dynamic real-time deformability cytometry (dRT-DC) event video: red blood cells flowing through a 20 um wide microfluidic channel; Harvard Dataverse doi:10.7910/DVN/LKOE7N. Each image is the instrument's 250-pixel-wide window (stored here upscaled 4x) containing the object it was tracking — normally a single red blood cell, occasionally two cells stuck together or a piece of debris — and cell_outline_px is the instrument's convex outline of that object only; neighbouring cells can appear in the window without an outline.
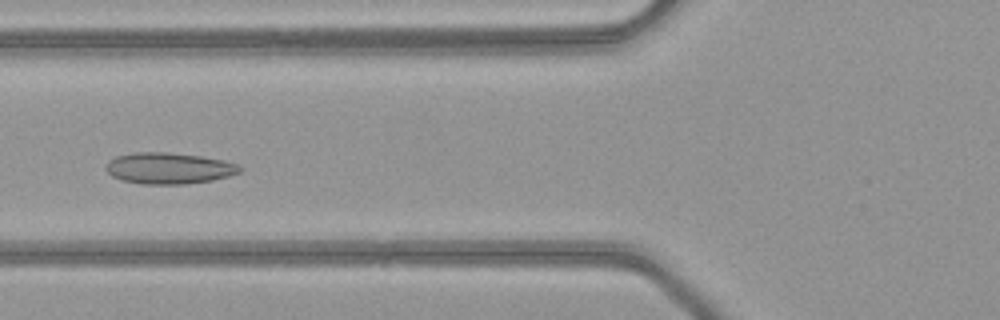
{"species": "common noctule bat (a hibernating species)", "species_latin": "Nyctalus noctula", "temperature_condition": "warm", "stored_images_in_passage": 39, "camera_frame_rate_fps": 3000, "um_per_image_px": 0.085, "animal": {"sex": "female", "body_mass_g": 21.9}, "frame": {"image": 1, "passage_image": 11, "time_ms": 3.333, "image_size_px": [1000, 320], "cell_outline_px": [[244, 168], [240, 172], [228, 176], [212, 180], [184, 184], [140, 184], [120, 180], [112, 176], [104, 168], [108, 160], [116, 156], [136, 152], [168, 152], [200, 156], [224, 160], [240, 164]], "centroid_in_image_um": [14.35, 14.3], "position_along_channel_um": 111.4, "area_um2": 24.62}}
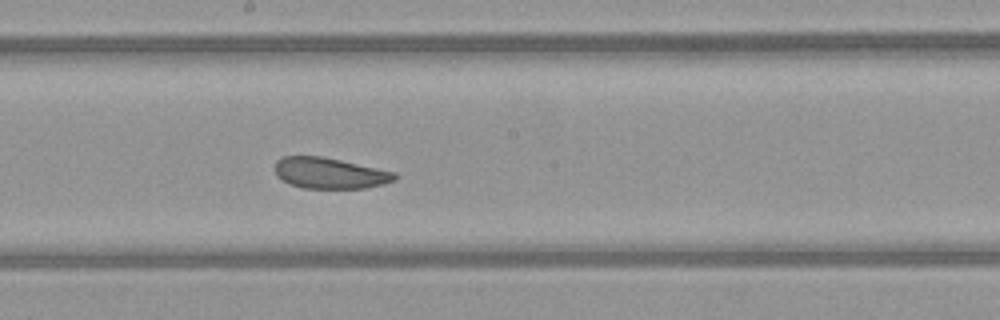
{"frame": {"image": 2, "passage_image": 19, "time_ms": 6.0, "image_size_px": [1000, 320], "cell_outline_px": [[396, 180], [384, 184], [364, 188], [304, 188], [288, 184], [276, 176], [276, 160], [284, 156], [320, 156], [340, 160], [396, 172]], "centroid_in_image_um": [28.02, 14.72], "position_along_channel_um": 220.2, "area_um2": 21.56}}
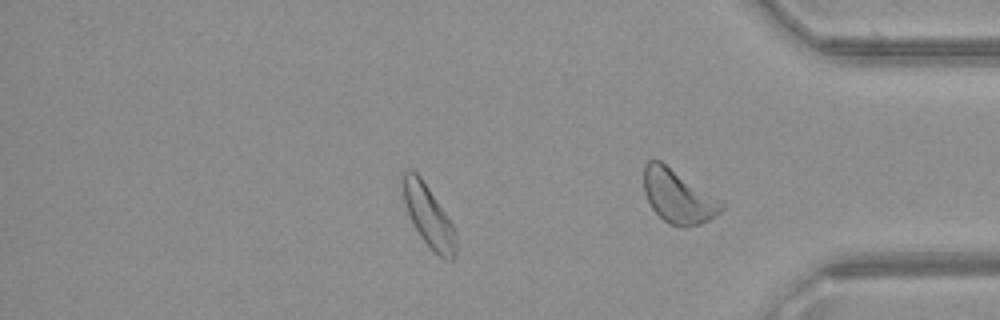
{"frame": {"image": 3, "passage_image": 31, "time_ms": 10.0, "image_size_px": [1000, 320], "cell_outline_px": [[456, 252], [452, 260], [444, 260], [420, 236], [404, 204], [400, 180], [400, 172], [404, 168], [412, 168], [420, 176], [452, 224], [456, 232]], "centroid_in_image_um": [36.37, 18.27], "position_along_channel_um": 398.8, "area_um2": 19.02}, "authors_computed_cell_mechanics": {"area_um2": 23.0622, "velocity_mm_per_s": 4.0677, "shape_relaxation_time_tau1_ms": 5.0648, "shape_relaxation_time_tau2_ms": 2.9692, "deformation_change_tau1": 0.0758, "deformation_change_tau2": 0.0941}}